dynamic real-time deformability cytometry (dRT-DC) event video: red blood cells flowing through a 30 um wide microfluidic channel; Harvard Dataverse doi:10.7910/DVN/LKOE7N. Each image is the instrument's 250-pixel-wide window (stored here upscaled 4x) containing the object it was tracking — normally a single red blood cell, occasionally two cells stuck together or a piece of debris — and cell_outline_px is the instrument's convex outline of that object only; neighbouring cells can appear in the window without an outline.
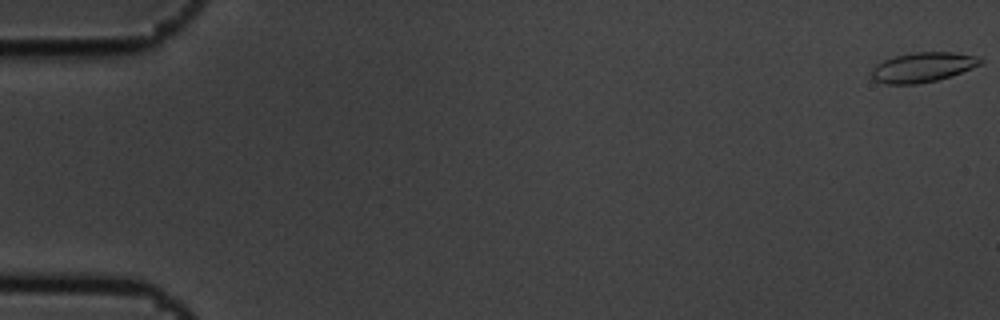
{"species": "common noctule bat (a hibernating species)", "species_latin": "Nyctalus noctula", "temperature_condition": "cold", "stored_images_in_passage": 9, "camera_frame_rate_fps": 3000, "um_per_image_px": 0.085, "animal": {"sex": "male", "body_mass_g": 19.5, "forearm_length_mm": 54.6}, "frame": {"image": 1, "passage_image": 1, "time_ms": 0.0, "image_size_px": [1000, 320], "cell_outline_px": [[984, 60], [980, 64], [972, 68], [936, 80], [916, 84], [884, 84], [876, 80], [872, 76], [872, 68], [876, 64], [884, 60], [896, 56], [912, 52], [952, 52], [976, 56]], "centroid_in_image_um": [78.41, 5.71], "position_along_channel_um": 6.6, "area_um2": 18.61}}
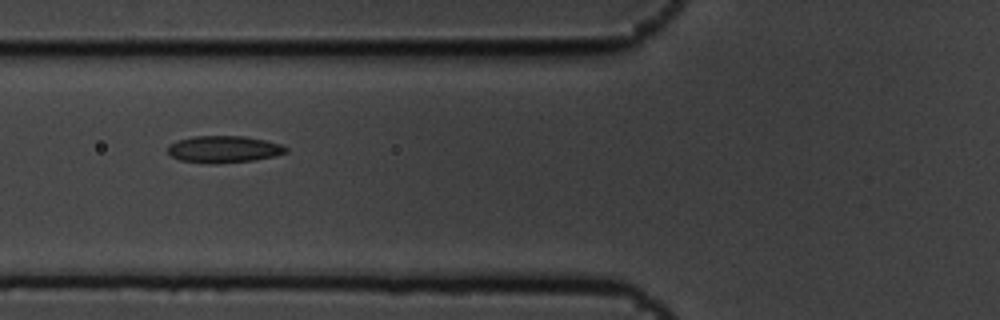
{"frame": {"image": 2, "passage_image": 7, "time_ms": 2.0, "image_size_px": [1000, 320], "cell_outline_px": [[288, 152], [272, 156], [252, 160], [216, 164], [208, 164], [180, 160], [172, 156], [168, 152], [168, 144], [176, 140], [192, 136], [244, 136], [264, 140], [280, 144], [288, 148]], "centroid_in_image_um": [18.97, 12.68], "position_along_channel_um": 106.8, "area_um2": 18.55}}
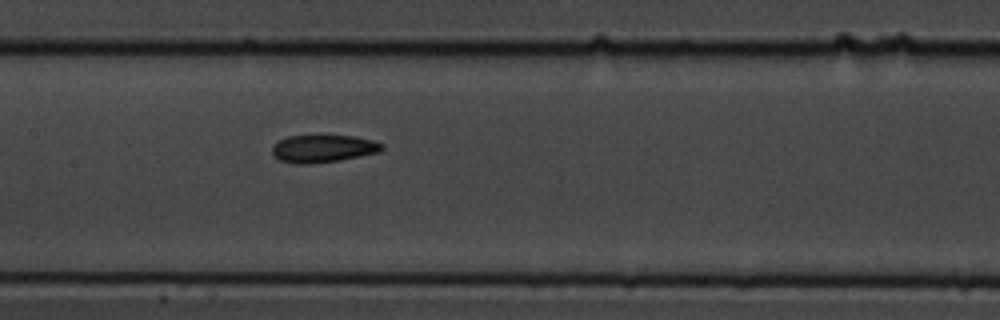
{"frame": {"image": 3, "passage_image": 9, "time_ms": 2.667, "image_size_px": [1000, 320], "cell_outline_px": [[384, 148], [380, 152], [340, 160], [308, 164], [296, 164], [280, 160], [272, 152], [272, 144], [288, 136], [352, 136], [372, 140], [384, 144]], "centroid_in_image_um": [27.47, 12.63], "position_along_channel_um": 179.9, "area_um2": 17.51}}